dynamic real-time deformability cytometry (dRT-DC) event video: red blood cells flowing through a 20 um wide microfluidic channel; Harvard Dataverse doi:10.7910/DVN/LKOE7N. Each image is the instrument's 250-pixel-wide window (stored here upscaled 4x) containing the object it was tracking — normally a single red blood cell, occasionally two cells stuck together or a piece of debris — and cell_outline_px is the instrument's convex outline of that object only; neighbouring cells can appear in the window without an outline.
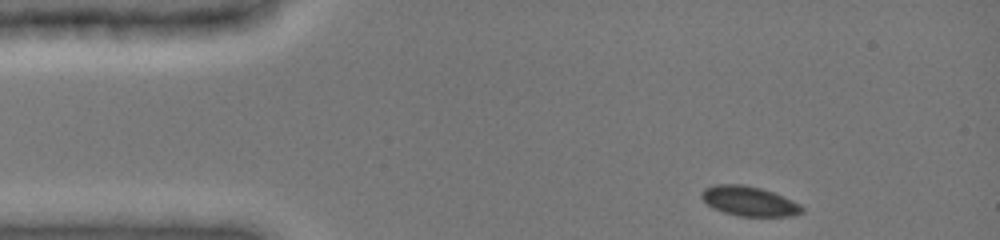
{"species": "common noctule bat (a hibernating species)", "species_latin": "Nyctalus noctula", "temperature_condition": "cold", "stored_images_in_passage": 38, "camera_frame_rate_fps": 3000, "um_per_image_px": 0.085, "animal": {"sex": "female", "body_mass_g": 19.0, "forearm_length_mm": 51.5}, "frame": {"image": 1, "passage_image": 1, "time_ms": 0.0, "image_size_px": [1000, 240], "cell_outline_px": [[804, 212], [792, 216], [740, 216], [724, 212], [708, 204], [700, 196], [700, 192], [704, 188], [716, 184], [740, 184], [760, 188], [772, 192], [792, 200], [800, 204], [804, 208]], "centroid_in_image_um": [63.69, 17.09], "position_along_channel_um": 21.3, "area_um2": 17.22}}
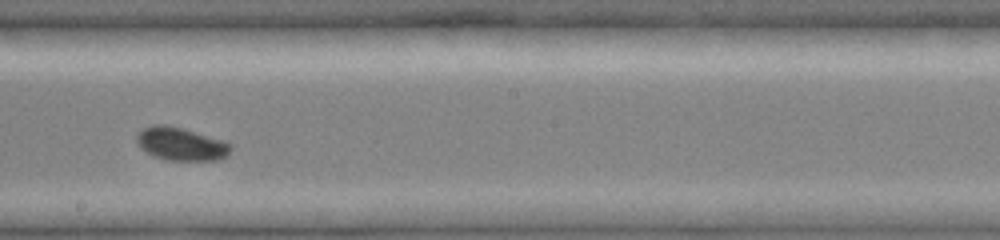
{"frame": {"image": 2, "passage_image": 22, "time_ms": 7.0, "image_size_px": [1000, 240], "cell_outline_px": [[232, 148], [228, 156], [220, 160], [164, 160], [152, 156], [140, 148], [136, 144], [136, 136], [144, 128], [152, 124], [168, 124], [220, 140], [232, 144]], "centroid_in_image_um": [15.35, 12.25], "position_along_channel_um": 232.8, "area_um2": 18.21}}
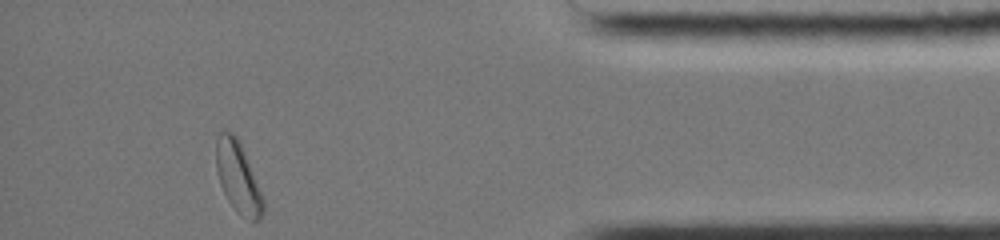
{"frame": {"image": 3, "passage_image": 38, "time_ms": 12.333, "image_size_px": [1000, 240], "cell_outline_px": [[264, 212], [256, 220], [252, 220], [236, 212], [228, 200], [220, 184], [216, 168], [216, 140], [220, 132], [232, 132], [236, 136], [244, 152], [264, 200]], "centroid_in_image_um": [20.21, 15.07], "position_along_channel_um": 415.0, "area_um2": 18.9}, "authors_computed_cell_mechanics": {"area_um2": 17.7157, "velocity_mm_per_s": 3.9733, "shape_relaxation_time_tau1_ms": 0.9907, "shape_relaxation_time_tau2_ms": null, "deformation_change_tau1": 0.0464, "deformation_change_tau2": null}}